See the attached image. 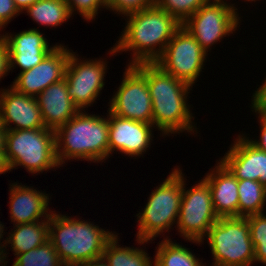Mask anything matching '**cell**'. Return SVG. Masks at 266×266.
<instances>
[{"label": "cell", "instance_id": "obj_1", "mask_svg": "<svg viewBox=\"0 0 266 266\" xmlns=\"http://www.w3.org/2000/svg\"><path fill=\"white\" fill-rule=\"evenodd\" d=\"M134 66L147 80L152 100V124L162 136L197 133L191 106L187 103L192 86L166 73L155 63H138Z\"/></svg>", "mask_w": 266, "mask_h": 266}, {"label": "cell", "instance_id": "obj_2", "mask_svg": "<svg viewBox=\"0 0 266 266\" xmlns=\"http://www.w3.org/2000/svg\"><path fill=\"white\" fill-rule=\"evenodd\" d=\"M126 27L109 54L132 51L129 65L154 63L182 24L167 11L155 6L125 15Z\"/></svg>", "mask_w": 266, "mask_h": 266}, {"label": "cell", "instance_id": "obj_3", "mask_svg": "<svg viewBox=\"0 0 266 266\" xmlns=\"http://www.w3.org/2000/svg\"><path fill=\"white\" fill-rule=\"evenodd\" d=\"M117 233L93 222L52 211L49 216V241L65 266H80L103 256L106 243Z\"/></svg>", "mask_w": 266, "mask_h": 266}, {"label": "cell", "instance_id": "obj_4", "mask_svg": "<svg viewBox=\"0 0 266 266\" xmlns=\"http://www.w3.org/2000/svg\"><path fill=\"white\" fill-rule=\"evenodd\" d=\"M54 132L56 157L60 166L71 159L103 163L109 158L108 116L79 111Z\"/></svg>", "mask_w": 266, "mask_h": 266}, {"label": "cell", "instance_id": "obj_5", "mask_svg": "<svg viewBox=\"0 0 266 266\" xmlns=\"http://www.w3.org/2000/svg\"><path fill=\"white\" fill-rule=\"evenodd\" d=\"M182 191L183 172L178 166L151 192L144 210L136 215L138 232L135 241L139 245L155 240L177 224Z\"/></svg>", "mask_w": 266, "mask_h": 266}, {"label": "cell", "instance_id": "obj_6", "mask_svg": "<svg viewBox=\"0 0 266 266\" xmlns=\"http://www.w3.org/2000/svg\"><path fill=\"white\" fill-rule=\"evenodd\" d=\"M5 159L10 171L23 166L31 174L60 168L55 132L49 128L7 130Z\"/></svg>", "mask_w": 266, "mask_h": 266}, {"label": "cell", "instance_id": "obj_7", "mask_svg": "<svg viewBox=\"0 0 266 266\" xmlns=\"http://www.w3.org/2000/svg\"><path fill=\"white\" fill-rule=\"evenodd\" d=\"M219 266H251L255 263L246 217H219L205 236Z\"/></svg>", "mask_w": 266, "mask_h": 266}, {"label": "cell", "instance_id": "obj_8", "mask_svg": "<svg viewBox=\"0 0 266 266\" xmlns=\"http://www.w3.org/2000/svg\"><path fill=\"white\" fill-rule=\"evenodd\" d=\"M185 182L183 174L182 199L175 227L186 241L201 244L219 217L213 208L208 182L203 178L187 190Z\"/></svg>", "mask_w": 266, "mask_h": 266}, {"label": "cell", "instance_id": "obj_9", "mask_svg": "<svg viewBox=\"0 0 266 266\" xmlns=\"http://www.w3.org/2000/svg\"><path fill=\"white\" fill-rule=\"evenodd\" d=\"M237 10L225 0H208L182 26L208 54L211 46L237 30L241 18Z\"/></svg>", "mask_w": 266, "mask_h": 266}, {"label": "cell", "instance_id": "obj_10", "mask_svg": "<svg viewBox=\"0 0 266 266\" xmlns=\"http://www.w3.org/2000/svg\"><path fill=\"white\" fill-rule=\"evenodd\" d=\"M207 55L188 30L181 26L154 63L193 87L204 69Z\"/></svg>", "mask_w": 266, "mask_h": 266}, {"label": "cell", "instance_id": "obj_11", "mask_svg": "<svg viewBox=\"0 0 266 266\" xmlns=\"http://www.w3.org/2000/svg\"><path fill=\"white\" fill-rule=\"evenodd\" d=\"M75 53L70 52L65 79L69 97L79 111H84L100 97L108 62L103 58L81 60Z\"/></svg>", "mask_w": 266, "mask_h": 266}, {"label": "cell", "instance_id": "obj_12", "mask_svg": "<svg viewBox=\"0 0 266 266\" xmlns=\"http://www.w3.org/2000/svg\"><path fill=\"white\" fill-rule=\"evenodd\" d=\"M123 74L119 88L109 101L108 110L118 117L152 124V100L145 76L129 64Z\"/></svg>", "mask_w": 266, "mask_h": 266}, {"label": "cell", "instance_id": "obj_13", "mask_svg": "<svg viewBox=\"0 0 266 266\" xmlns=\"http://www.w3.org/2000/svg\"><path fill=\"white\" fill-rule=\"evenodd\" d=\"M64 44L57 45L42 62L35 67L20 72L13 84L17 92L36 97L49 85L65 78L70 52Z\"/></svg>", "mask_w": 266, "mask_h": 266}, {"label": "cell", "instance_id": "obj_14", "mask_svg": "<svg viewBox=\"0 0 266 266\" xmlns=\"http://www.w3.org/2000/svg\"><path fill=\"white\" fill-rule=\"evenodd\" d=\"M109 118V157L118 151L128 157H139L153 141V124L118 117L107 111Z\"/></svg>", "mask_w": 266, "mask_h": 266}, {"label": "cell", "instance_id": "obj_15", "mask_svg": "<svg viewBox=\"0 0 266 266\" xmlns=\"http://www.w3.org/2000/svg\"><path fill=\"white\" fill-rule=\"evenodd\" d=\"M0 90V121L6 130L46 128L36 97L17 92L11 86Z\"/></svg>", "mask_w": 266, "mask_h": 266}, {"label": "cell", "instance_id": "obj_16", "mask_svg": "<svg viewBox=\"0 0 266 266\" xmlns=\"http://www.w3.org/2000/svg\"><path fill=\"white\" fill-rule=\"evenodd\" d=\"M239 134L219 161L238 179L259 181L266 187V152Z\"/></svg>", "mask_w": 266, "mask_h": 266}, {"label": "cell", "instance_id": "obj_17", "mask_svg": "<svg viewBox=\"0 0 266 266\" xmlns=\"http://www.w3.org/2000/svg\"><path fill=\"white\" fill-rule=\"evenodd\" d=\"M4 39L9 48L10 70L18 66L20 72L35 67L58 45L50 46L38 28L20 31L15 35L5 33Z\"/></svg>", "mask_w": 266, "mask_h": 266}, {"label": "cell", "instance_id": "obj_18", "mask_svg": "<svg viewBox=\"0 0 266 266\" xmlns=\"http://www.w3.org/2000/svg\"><path fill=\"white\" fill-rule=\"evenodd\" d=\"M9 186V213L13 225L49 219L52 211L48 207L50 196L46 192L36 190L34 187L23 186L22 183L17 182H13Z\"/></svg>", "mask_w": 266, "mask_h": 266}, {"label": "cell", "instance_id": "obj_19", "mask_svg": "<svg viewBox=\"0 0 266 266\" xmlns=\"http://www.w3.org/2000/svg\"><path fill=\"white\" fill-rule=\"evenodd\" d=\"M36 99L45 127L54 131L79 112L68 95L65 78L49 85Z\"/></svg>", "mask_w": 266, "mask_h": 266}, {"label": "cell", "instance_id": "obj_20", "mask_svg": "<svg viewBox=\"0 0 266 266\" xmlns=\"http://www.w3.org/2000/svg\"><path fill=\"white\" fill-rule=\"evenodd\" d=\"M216 165L204 177L209 184L214 211L218 217H238V179L220 161Z\"/></svg>", "mask_w": 266, "mask_h": 266}, {"label": "cell", "instance_id": "obj_21", "mask_svg": "<svg viewBox=\"0 0 266 266\" xmlns=\"http://www.w3.org/2000/svg\"><path fill=\"white\" fill-rule=\"evenodd\" d=\"M7 237L14 256L35 249L49 241V219L32 223L13 225Z\"/></svg>", "mask_w": 266, "mask_h": 266}, {"label": "cell", "instance_id": "obj_22", "mask_svg": "<svg viewBox=\"0 0 266 266\" xmlns=\"http://www.w3.org/2000/svg\"><path fill=\"white\" fill-rule=\"evenodd\" d=\"M118 239L115 234L104 248L103 257L109 266H154L145 249L120 246Z\"/></svg>", "mask_w": 266, "mask_h": 266}, {"label": "cell", "instance_id": "obj_23", "mask_svg": "<svg viewBox=\"0 0 266 266\" xmlns=\"http://www.w3.org/2000/svg\"><path fill=\"white\" fill-rule=\"evenodd\" d=\"M24 12L39 26L55 28L72 17L66 0H38Z\"/></svg>", "mask_w": 266, "mask_h": 266}, {"label": "cell", "instance_id": "obj_24", "mask_svg": "<svg viewBox=\"0 0 266 266\" xmlns=\"http://www.w3.org/2000/svg\"><path fill=\"white\" fill-rule=\"evenodd\" d=\"M155 250L154 266H204L206 263L193 254L189 248L173 242L167 235ZM158 248V249H157Z\"/></svg>", "mask_w": 266, "mask_h": 266}, {"label": "cell", "instance_id": "obj_25", "mask_svg": "<svg viewBox=\"0 0 266 266\" xmlns=\"http://www.w3.org/2000/svg\"><path fill=\"white\" fill-rule=\"evenodd\" d=\"M238 217L262 213L266 204V187L259 181L238 180Z\"/></svg>", "mask_w": 266, "mask_h": 266}, {"label": "cell", "instance_id": "obj_26", "mask_svg": "<svg viewBox=\"0 0 266 266\" xmlns=\"http://www.w3.org/2000/svg\"><path fill=\"white\" fill-rule=\"evenodd\" d=\"M54 245L47 241L45 244L18 254L12 266H62Z\"/></svg>", "mask_w": 266, "mask_h": 266}, {"label": "cell", "instance_id": "obj_27", "mask_svg": "<svg viewBox=\"0 0 266 266\" xmlns=\"http://www.w3.org/2000/svg\"><path fill=\"white\" fill-rule=\"evenodd\" d=\"M249 223L251 241L256 263L266 265V214L264 212L246 217Z\"/></svg>", "mask_w": 266, "mask_h": 266}, {"label": "cell", "instance_id": "obj_28", "mask_svg": "<svg viewBox=\"0 0 266 266\" xmlns=\"http://www.w3.org/2000/svg\"><path fill=\"white\" fill-rule=\"evenodd\" d=\"M208 0H156V6L170 13L181 24Z\"/></svg>", "mask_w": 266, "mask_h": 266}, {"label": "cell", "instance_id": "obj_29", "mask_svg": "<svg viewBox=\"0 0 266 266\" xmlns=\"http://www.w3.org/2000/svg\"><path fill=\"white\" fill-rule=\"evenodd\" d=\"M70 14L77 11L84 20L92 21L98 15V10L106 8L105 0H66Z\"/></svg>", "mask_w": 266, "mask_h": 266}, {"label": "cell", "instance_id": "obj_30", "mask_svg": "<svg viewBox=\"0 0 266 266\" xmlns=\"http://www.w3.org/2000/svg\"><path fill=\"white\" fill-rule=\"evenodd\" d=\"M155 4L156 0H105L106 9L124 16L155 6Z\"/></svg>", "mask_w": 266, "mask_h": 266}, {"label": "cell", "instance_id": "obj_31", "mask_svg": "<svg viewBox=\"0 0 266 266\" xmlns=\"http://www.w3.org/2000/svg\"><path fill=\"white\" fill-rule=\"evenodd\" d=\"M263 85L259 86L257 90L253 93L251 97V108L252 112L266 116V77L264 78Z\"/></svg>", "mask_w": 266, "mask_h": 266}, {"label": "cell", "instance_id": "obj_32", "mask_svg": "<svg viewBox=\"0 0 266 266\" xmlns=\"http://www.w3.org/2000/svg\"><path fill=\"white\" fill-rule=\"evenodd\" d=\"M20 13L13 0H0V21L5 26Z\"/></svg>", "mask_w": 266, "mask_h": 266}, {"label": "cell", "instance_id": "obj_33", "mask_svg": "<svg viewBox=\"0 0 266 266\" xmlns=\"http://www.w3.org/2000/svg\"><path fill=\"white\" fill-rule=\"evenodd\" d=\"M10 72L9 48L4 38L0 39V81Z\"/></svg>", "mask_w": 266, "mask_h": 266}, {"label": "cell", "instance_id": "obj_34", "mask_svg": "<svg viewBox=\"0 0 266 266\" xmlns=\"http://www.w3.org/2000/svg\"><path fill=\"white\" fill-rule=\"evenodd\" d=\"M258 115V123L260 124V139H250L249 141L255 145L258 149H261L266 152V116Z\"/></svg>", "mask_w": 266, "mask_h": 266}, {"label": "cell", "instance_id": "obj_35", "mask_svg": "<svg viewBox=\"0 0 266 266\" xmlns=\"http://www.w3.org/2000/svg\"><path fill=\"white\" fill-rule=\"evenodd\" d=\"M2 224L3 223L0 222V266H6L8 261H5V260H7L6 257H8L7 256L8 253L6 252L5 249H7L6 246L8 245H7V237L5 238V240L3 239V241L1 242V239L4 238L3 235H4V228H5L4 224L3 225Z\"/></svg>", "mask_w": 266, "mask_h": 266}, {"label": "cell", "instance_id": "obj_36", "mask_svg": "<svg viewBox=\"0 0 266 266\" xmlns=\"http://www.w3.org/2000/svg\"><path fill=\"white\" fill-rule=\"evenodd\" d=\"M13 1L18 10L21 13H24L23 11H25L30 5H33L38 0H13Z\"/></svg>", "mask_w": 266, "mask_h": 266}, {"label": "cell", "instance_id": "obj_37", "mask_svg": "<svg viewBox=\"0 0 266 266\" xmlns=\"http://www.w3.org/2000/svg\"><path fill=\"white\" fill-rule=\"evenodd\" d=\"M80 266H109L107 261L104 259V257H99L96 259H92L88 262H85L84 264Z\"/></svg>", "mask_w": 266, "mask_h": 266}, {"label": "cell", "instance_id": "obj_38", "mask_svg": "<svg viewBox=\"0 0 266 266\" xmlns=\"http://www.w3.org/2000/svg\"><path fill=\"white\" fill-rule=\"evenodd\" d=\"M7 130L0 125V154L5 156V143H6Z\"/></svg>", "mask_w": 266, "mask_h": 266}, {"label": "cell", "instance_id": "obj_39", "mask_svg": "<svg viewBox=\"0 0 266 266\" xmlns=\"http://www.w3.org/2000/svg\"><path fill=\"white\" fill-rule=\"evenodd\" d=\"M8 171H10V169L6 162L5 156L3 154H0V174H5Z\"/></svg>", "mask_w": 266, "mask_h": 266}, {"label": "cell", "instance_id": "obj_40", "mask_svg": "<svg viewBox=\"0 0 266 266\" xmlns=\"http://www.w3.org/2000/svg\"><path fill=\"white\" fill-rule=\"evenodd\" d=\"M4 27H5V25L0 21V31H2ZM1 29H2V30H1ZM4 36H5L4 33H3V34H0V39H1V38H4Z\"/></svg>", "mask_w": 266, "mask_h": 266}, {"label": "cell", "instance_id": "obj_41", "mask_svg": "<svg viewBox=\"0 0 266 266\" xmlns=\"http://www.w3.org/2000/svg\"><path fill=\"white\" fill-rule=\"evenodd\" d=\"M245 1H248V2L254 1V2H256V1H259V0H245Z\"/></svg>", "mask_w": 266, "mask_h": 266}]
</instances>
